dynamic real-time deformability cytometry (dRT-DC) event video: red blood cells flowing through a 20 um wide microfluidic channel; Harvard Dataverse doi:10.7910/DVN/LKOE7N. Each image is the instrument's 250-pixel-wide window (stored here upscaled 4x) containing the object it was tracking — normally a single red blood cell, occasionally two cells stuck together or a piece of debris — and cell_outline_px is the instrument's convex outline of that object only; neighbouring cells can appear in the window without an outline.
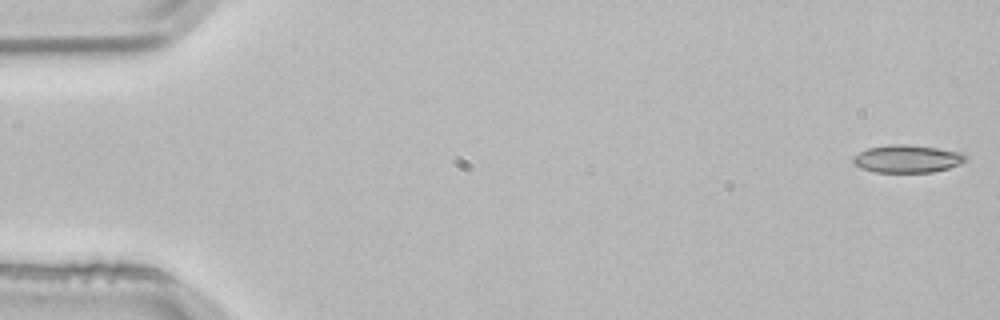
{"species": "common noctule bat (a hibernating species)", "species_latin": "Nyctalus noctula", "temperature_condition": "room temperature", "stored_images_in_passage": 4, "camera_frame_rate_fps": 3000, "um_per_image_px": 0.085, "animal": {"sex": "male", "body_mass_g": 21.5, "forearm_length_mm": 52.0}, "frame": {"image": 1, "passage_image": 1, "time_ms": 0.0, "image_size_px": [1000, 320], "cell_outline_px": [[968, 160], [960, 164], [948, 168], [932, 172], [876, 172], [860, 168], [852, 160], [852, 156], [868, 148], [888, 144], [908, 144], [964, 152], [968, 156]], "centroid_in_image_um": [77.15, 13.49], "position_along_channel_um": 7.8, "area_um2": 18.32}}
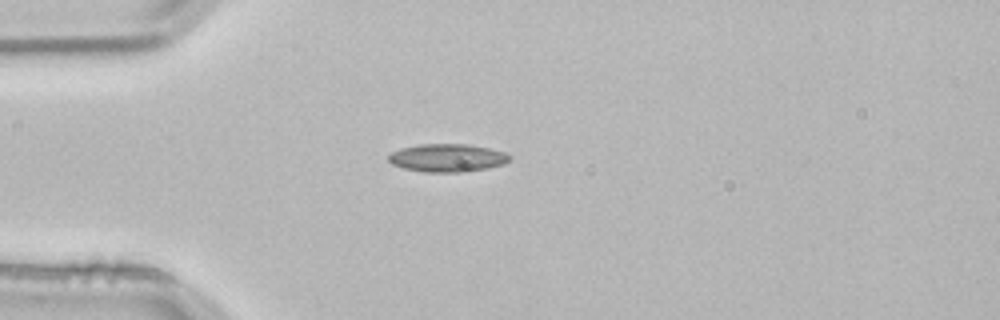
{"frame": {"image": 2, "passage_image": 4, "time_ms": 1.0, "image_size_px": [1000, 320], "cell_outline_px": [[512, 156], [504, 164], [488, 168], [460, 172], [424, 172], [404, 168], [392, 164], [388, 160], [388, 156], [392, 152], [400, 148], [420, 144], [468, 144], [488, 148], [504, 152]], "centroid_in_image_um": [38.01, 13.41], "position_along_channel_um": 47.0, "area_um2": 19.71}}